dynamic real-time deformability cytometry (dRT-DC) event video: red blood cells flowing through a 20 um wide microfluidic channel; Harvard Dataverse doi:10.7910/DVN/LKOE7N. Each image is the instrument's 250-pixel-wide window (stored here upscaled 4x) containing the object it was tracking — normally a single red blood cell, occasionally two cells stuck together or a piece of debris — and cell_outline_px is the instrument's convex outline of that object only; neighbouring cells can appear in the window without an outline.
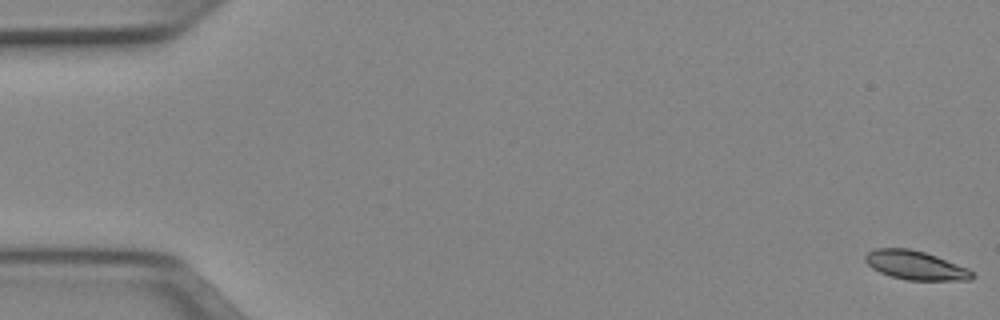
{"species": "Egyptian fruit bat (a non-hibernating species)", "species_latin": "Rousettus aegyptiacus", "temperature_condition": "cold", "stored_images_in_passage": 52, "camera_frame_rate_fps": 3000, "um_per_image_px": 0.085, "animal": {"sex": "female"}, "frame": {"image": 1, "passage_image": 1, "time_ms": 0.0, "image_size_px": [1000, 320], "cell_outline_px": [[976, 276], [972, 280], [908, 280], [892, 276], [880, 272], [872, 268], [864, 260], [864, 256], [868, 252], [876, 248], [908, 248], [924, 252], [936, 256], [968, 268]], "centroid_in_image_um": [77.82, 22.55], "position_along_channel_um": 7.2, "area_um2": 17.92}}
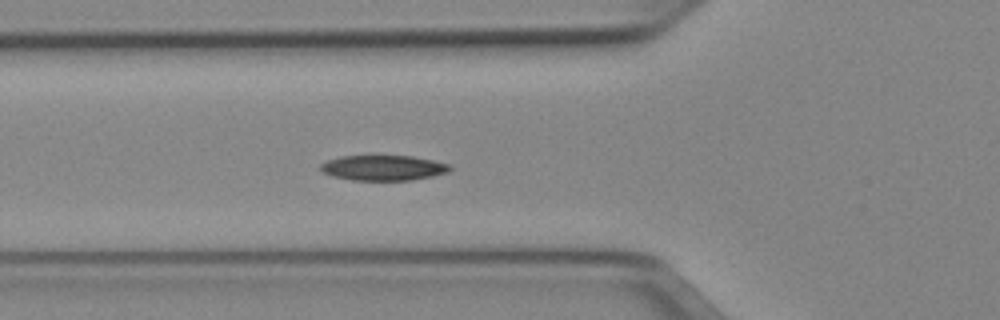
{"frame": {"image": 2, "passage_image": 19, "time_ms": 6.0, "image_size_px": [1000, 320], "cell_outline_px": [[452, 168], [448, 172], [432, 176], [412, 180], [352, 180], [332, 176], [320, 172], [320, 164], [328, 160], [340, 156], [412, 156], [432, 160], [448, 164]], "centroid_in_image_um": [32.54, 14.27], "position_along_channel_um": 93.3, "area_um2": 19.02}}
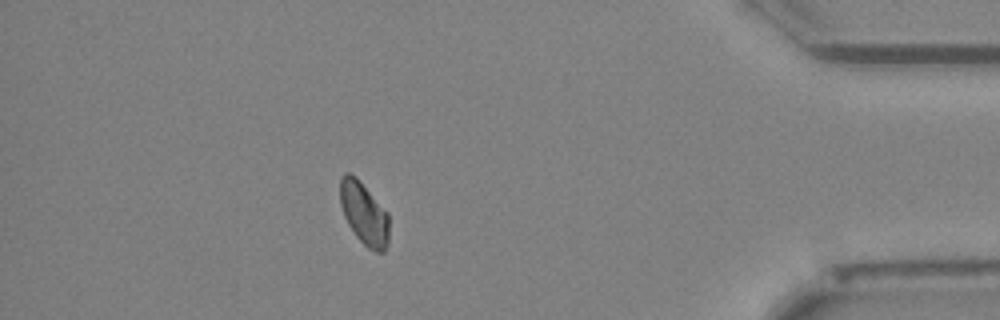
{"frame": {"image": 3, "passage_image": 46, "time_ms": 15.0, "image_size_px": [1000, 320], "cell_outline_px": [[388, 244], [384, 252], [376, 252], [368, 248], [356, 236], [348, 224], [344, 216], [340, 204], [340, 180], [344, 172], [348, 172], [356, 176], [388, 212]], "centroid_in_image_um": [30.94, 18.13], "position_along_channel_um": 404.3, "area_um2": 17.92}}